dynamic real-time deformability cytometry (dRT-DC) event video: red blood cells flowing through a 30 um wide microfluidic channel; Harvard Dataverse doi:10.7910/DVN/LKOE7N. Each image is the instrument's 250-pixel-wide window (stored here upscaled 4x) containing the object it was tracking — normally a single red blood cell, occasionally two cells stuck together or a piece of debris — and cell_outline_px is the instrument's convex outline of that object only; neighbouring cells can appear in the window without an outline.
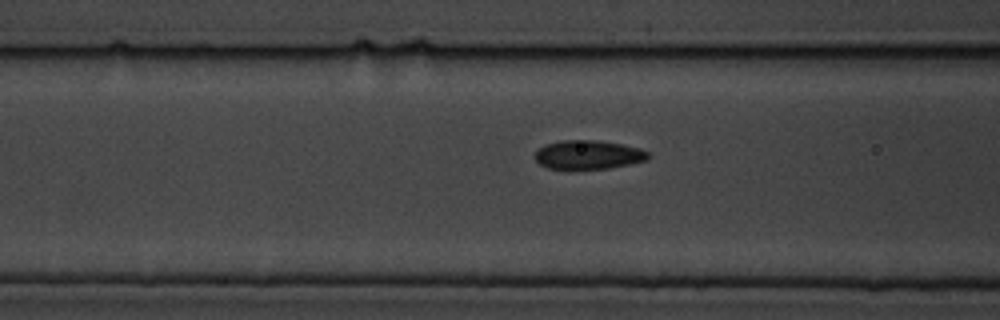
{"species": "common noctule bat (a hibernating species)", "species_latin": "Nyctalus noctula", "temperature_condition": "cold", "stored_images_in_passage": 17, "camera_frame_rate_fps": 3000, "um_per_image_px": 0.085, "animal": {"sex": "male", "body_mass_g": 19.5, "forearm_length_mm": 54.6}, "frame": {"image": 1, "passage_image": 15, "time_ms": 4.667, "image_size_px": [1000, 320], "cell_outline_px": [[648, 156], [644, 160], [628, 164], [608, 168], [548, 168], [540, 164], [536, 160], [536, 152], [540, 148], [548, 144], [564, 140], [596, 140], [620, 144], [640, 148], [648, 152]], "centroid_in_image_um": [50.0, 13.14], "position_along_channel_um": 116.6, "area_um2": 18.44}}